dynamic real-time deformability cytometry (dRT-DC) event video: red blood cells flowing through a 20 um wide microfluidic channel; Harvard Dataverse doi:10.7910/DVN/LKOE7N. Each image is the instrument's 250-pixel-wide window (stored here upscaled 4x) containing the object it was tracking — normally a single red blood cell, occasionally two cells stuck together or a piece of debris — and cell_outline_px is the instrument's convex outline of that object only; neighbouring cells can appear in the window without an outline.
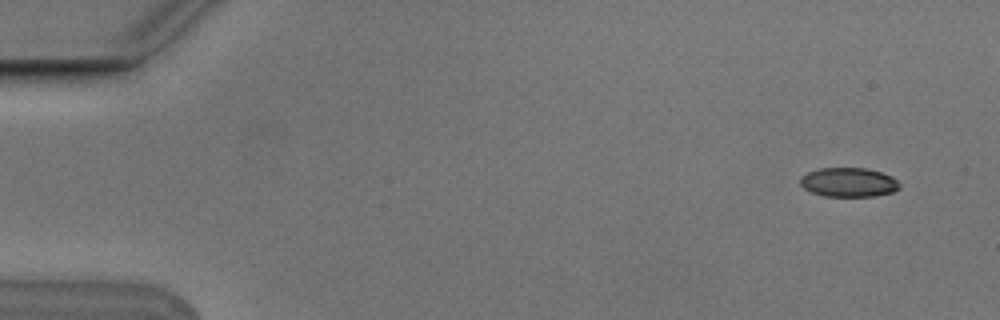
{"species": "Egyptian fruit bat (a non-hibernating species)", "species_latin": "Rousettus aegyptiacus", "temperature_condition": "cold", "stored_images_in_passage": 7, "camera_frame_rate_fps": 3000, "um_per_image_px": 0.085, "animal": {"sex": "male"}, "frame": {"image": 1, "passage_image": 1, "time_ms": 0.0, "image_size_px": [1000, 320], "cell_outline_px": [[900, 188], [892, 192], [872, 196], [824, 196], [812, 192], [804, 188], [800, 184], [800, 176], [808, 172], [820, 168], [868, 168], [892, 176], [900, 184]], "centroid_in_image_um": [72.12, 15.49], "position_along_channel_um": 12.9, "area_um2": 16.88}}
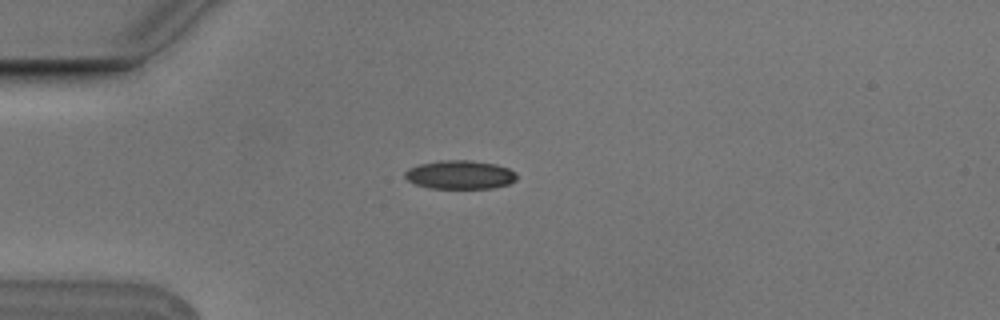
{"frame": {"image": 2, "passage_image": 4, "time_ms": 1.0, "image_size_px": [1000, 320], "cell_outline_px": [[516, 180], [508, 184], [492, 188], [428, 188], [416, 184], [408, 180], [404, 176], [404, 172], [408, 168], [420, 164], [440, 160], [472, 160], [496, 164], [508, 168], [516, 172]], "centroid_in_image_um": [39.09, 14.84], "position_along_channel_um": 45.9, "area_um2": 18.73}}
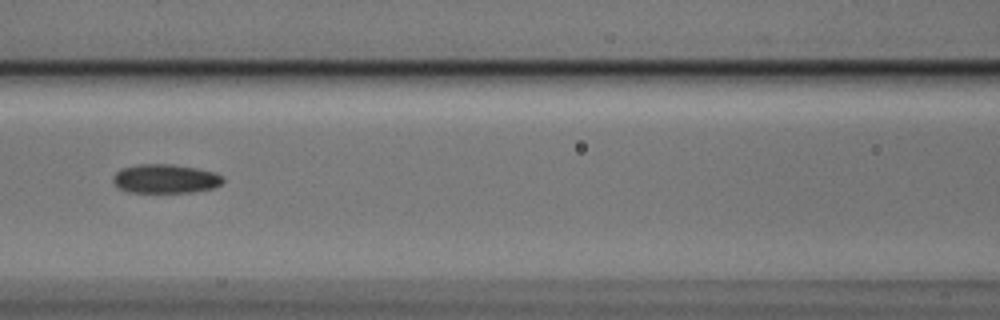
{"frame": {"image": 3, "passage_image": 7, "time_ms": 2.0, "image_size_px": [1000, 320], "cell_outline_px": [[224, 180], [220, 184], [212, 188], [192, 192], [128, 192], [120, 188], [112, 180], [112, 176], [120, 168], [140, 164], [168, 164], [196, 168], [216, 172], [224, 176]], "centroid_in_image_um": [14.06, 15.18], "position_along_channel_um": 152.5, "area_um2": 18.55}}